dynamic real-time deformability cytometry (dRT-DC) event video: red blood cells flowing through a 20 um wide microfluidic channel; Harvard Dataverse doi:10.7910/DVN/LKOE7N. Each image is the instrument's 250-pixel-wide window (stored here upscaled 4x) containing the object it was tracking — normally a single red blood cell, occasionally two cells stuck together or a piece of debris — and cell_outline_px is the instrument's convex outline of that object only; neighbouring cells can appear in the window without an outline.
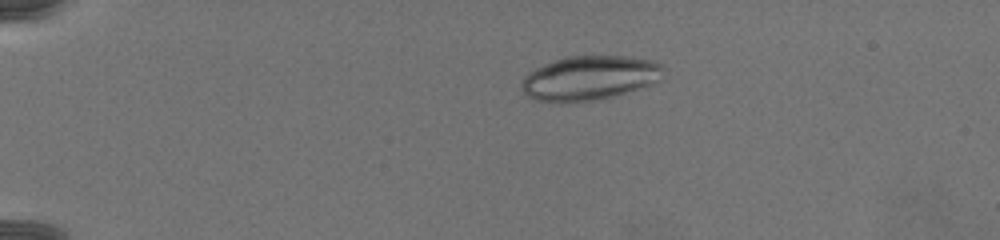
{"species": "common noctule bat (a hibernating species)", "species_latin": "Nyctalus noctula", "temperature_condition": "warm", "stored_images_in_passage": 75, "camera_frame_rate_fps": 3000, "um_per_image_px": 0.085, "animal": {"sex": "female", "body_mass_g": 19.5, "forearm_length_mm": 54.1}, "frame": {"image": 1, "passage_image": 18, "time_ms": 5.667, "image_size_px": [1000, 240], "cell_outline_px": [[664, 68], [660, 80], [636, 88], [608, 96], [592, 100], [536, 100], [528, 96], [520, 88], [520, 84], [524, 76], [528, 72], [536, 68], [556, 60], [568, 56], [628, 56], [652, 60], [660, 64]], "centroid_in_image_um": [50.09, 6.58], "position_along_channel_um": 34.9, "area_um2": 35.49}}
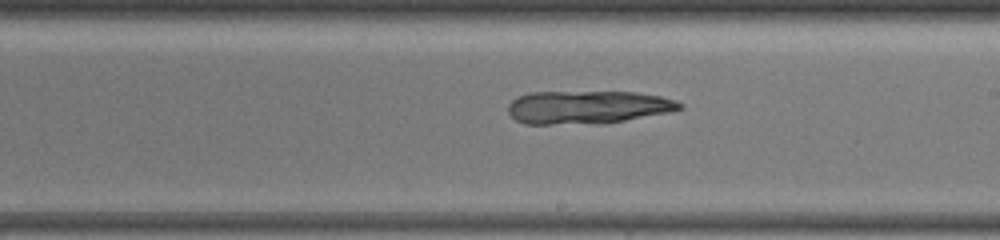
{"frame": {"image": 2, "passage_image": 47, "time_ms": 15.333, "image_size_px": [1000, 240], "cell_outline_px": [[684, 108], [668, 112], [604, 124], [524, 124], [516, 120], [508, 112], [508, 104], [516, 96], [528, 92], [636, 92], [660, 96], [676, 100], [684, 104]], "centroid_in_image_um": [49.93, 9.11], "position_along_channel_um": 239.1, "area_um2": 33.47}}
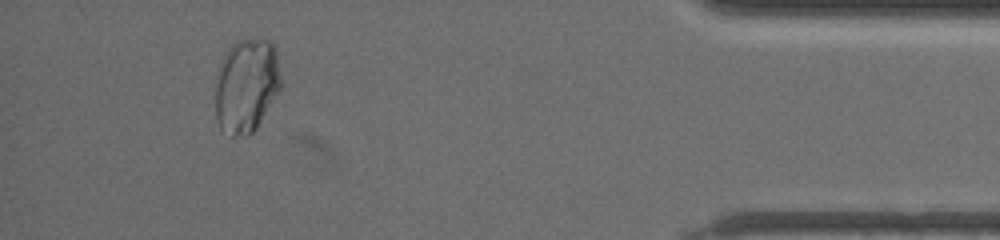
{"frame": {"image": 3, "passage_image": 70, "time_ms": 23.0, "image_size_px": [1000, 240], "cell_outline_px": [[280, 88], [256, 128], [248, 136], [232, 136], [220, 128], [216, 120], [216, 84], [220, 64], [228, 48], [236, 40], [268, 40], [276, 48], [280, 76]], "centroid_in_image_um": [20.93, 7.28], "position_along_channel_um": 414.3, "area_um2": 35.6}}